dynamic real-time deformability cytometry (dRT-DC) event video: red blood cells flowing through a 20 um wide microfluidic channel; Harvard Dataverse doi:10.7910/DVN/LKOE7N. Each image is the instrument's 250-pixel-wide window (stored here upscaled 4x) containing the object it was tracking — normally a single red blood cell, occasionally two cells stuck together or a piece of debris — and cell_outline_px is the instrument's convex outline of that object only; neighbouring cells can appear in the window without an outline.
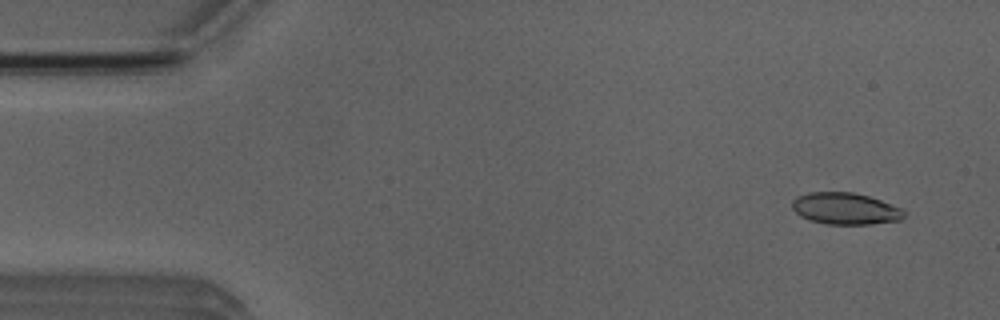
{"species": "Egyptian fruit bat (a non-hibernating species)", "species_latin": "Rousettus aegyptiacus", "temperature_condition": "room temperature", "stored_images_in_passage": 5, "camera_frame_rate_fps": 3000, "um_per_image_px": 0.085, "animal": {"sex": "male"}, "frame": {"image": 1, "passage_image": 2, "time_ms": 1.0, "image_size_px": [1000, 320], "cell_outline_px": [[904, 216], [900, 220], [872, 224], [824, 224], [808, 220], [800, 216], [792, 208], [792, 200], [796, 196], [808, 192], [852, 192], [868, 196], [904, 208]], "centroid_in_image_um": [71.83, 17.73], "position_along_channel_um": 13.2, "area_um2": 20.87}}